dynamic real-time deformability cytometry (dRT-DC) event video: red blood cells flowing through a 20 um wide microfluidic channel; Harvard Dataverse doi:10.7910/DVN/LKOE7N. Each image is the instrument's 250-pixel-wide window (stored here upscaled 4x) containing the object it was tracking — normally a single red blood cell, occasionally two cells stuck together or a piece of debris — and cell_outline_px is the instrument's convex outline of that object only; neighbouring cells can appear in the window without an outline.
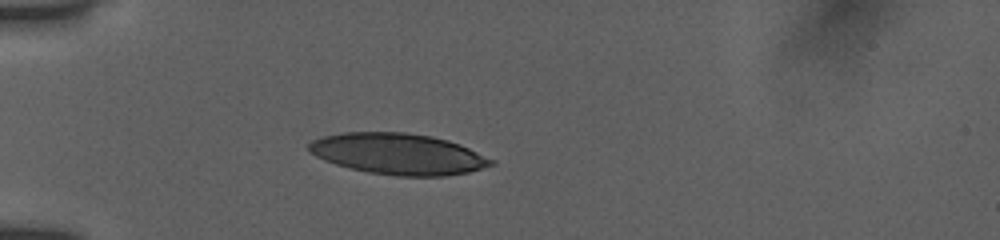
{"species": "human", "species_latin": "Homo sapiens", "temperature_condition": "room temperature", "stored_images_in_passage": 21, "camera_frame_rate_fps": 3000, "um_per_image_px": 0.085, "donor": {"sex": "female"}, "frame": {"image": 1, "passage_image": 4, "time_ms": 1.333, "image_size_px": [1000, 240], "cell_outline_px": [[496, 164], [468, 172], [444, 176], [396, 176], [368, 172], [336, 164], [324, 160], [308, 152], [308, 144], [312, 140], [324, 136], [344, 132], [404, 132], [432, 136], [448, 140], [460, 144], [496, 160]], "centroid_in_image_um": [33.87, 13.08], "position_along_channel_um": 51.1, "area_um2": 43.75}}
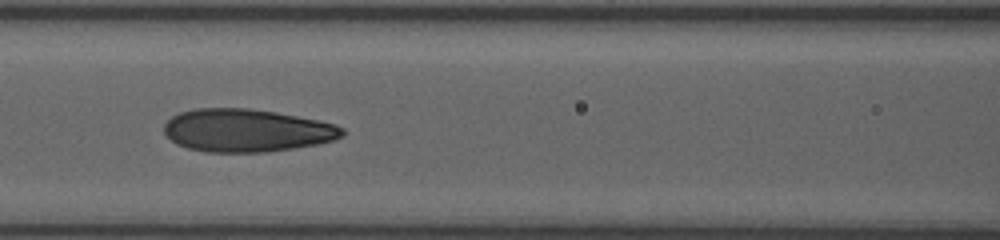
{"frame": {"image": 2, "passage_image": 11, "time_ms": 4.333, "image_size_px": [1000, 240], "cell_outline_px": [[344, 136], [336, 140], [316, 144], [292, 148], [264, 152], [208, 152], [188, 148], [176, 144], [164, 132], [164, 124], [172, 116], [180, 112], [192, 108], [248, 108], [276, 112], [320, 120], [336, 124], [344, 128]], "centroid_in_image_um": [20.98, 11.08], "position_along_channel_um": 145.6, "area_um2": 44.68}}
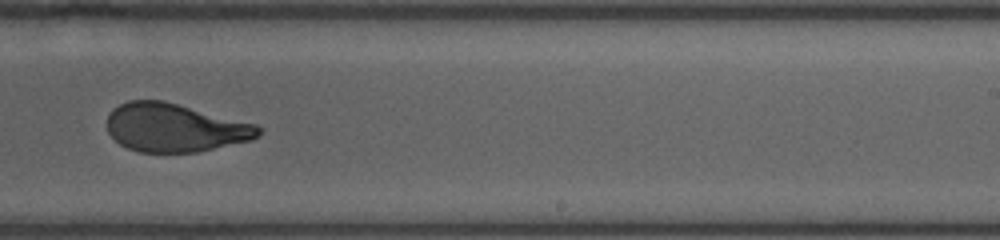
{"frame": {"image": 3, "passage_image": 19, "time_ms": 7.667, "image_size_px": [1000, 240], "cell_outline_px": [[264, 128], [260, 136], [252, 140], [196, 152], [140, 152], [128, 148], [120, 144], [108, 132], [108, 112], [112, 108], [128, 100], [164, 100], [256, 124]], "centroid_in_image_um": [14.88, 10.84], "position_along_channel_um": 274.1, "area_um2": 42.83}}